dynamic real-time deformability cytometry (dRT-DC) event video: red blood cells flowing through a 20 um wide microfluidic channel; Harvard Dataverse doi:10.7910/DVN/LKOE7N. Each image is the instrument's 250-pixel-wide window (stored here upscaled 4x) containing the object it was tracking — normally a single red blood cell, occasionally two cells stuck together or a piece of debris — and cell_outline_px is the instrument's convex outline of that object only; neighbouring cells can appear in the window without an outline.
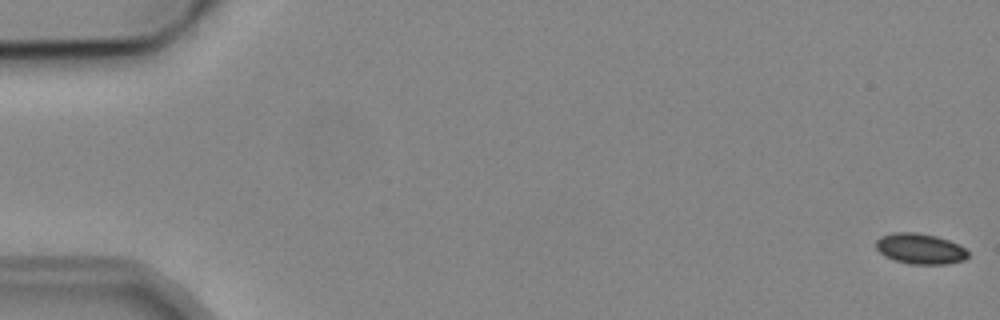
{"species": "common noctule bat (a hibernating species)", "species_latin": "Nyctalus noctula", "temperature_condition": "cold", "stored_images_in_passage": 9, "camera_frame_rate_fps": 3000, "um_per_image_px": 0.085, "animal": {"sex": "male", "body_mass_g": 19.2, "forearm_length_mm": 51.8}, "frame": {"image": 1, "passage_image": 1, "time_ms": 0.0, "image_size_px": [1000, 320], "cell_outline_px": [[968, 256], [964, 260], [944, 264], [908, 264], [884, 256], [876, 248], [876, 240], [880, 236], [892, 232], [916, 232], [936, 236], [960, 244], [968, 252]], "centroid_in_image_um": [78.2, 21.13], "position_along_channel_um": 6.8, "area_um2": 16.47}}
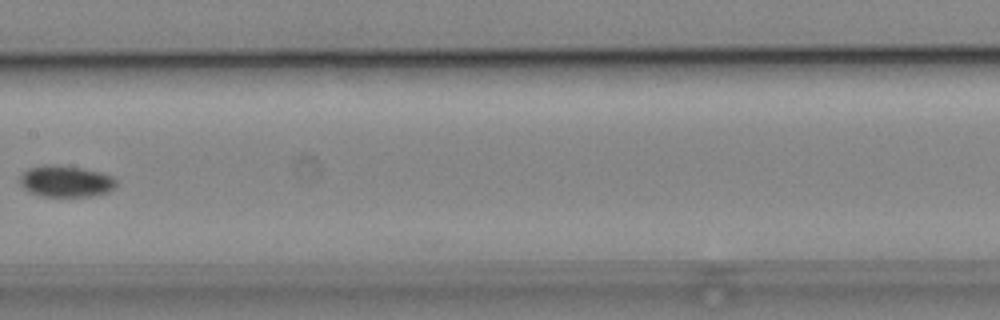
{"frame": {"image": 2, "passage_image": 9, "time_ms": 9.333, "image_size_px": [1000, 320], "cell_outline_px": [[116, 184], [108, 192], [88, 196], [40, 196], [28, 192], [20, 184], [20, 176], [28, 168], [44, 164], [52, 164], [80, 168], [100, 172], [112, 176], [116, 180]], "centroid_in_image_um": [5.55, 15.4], "position_along_channel_um": 201.9, "area_um2": 17.57}}